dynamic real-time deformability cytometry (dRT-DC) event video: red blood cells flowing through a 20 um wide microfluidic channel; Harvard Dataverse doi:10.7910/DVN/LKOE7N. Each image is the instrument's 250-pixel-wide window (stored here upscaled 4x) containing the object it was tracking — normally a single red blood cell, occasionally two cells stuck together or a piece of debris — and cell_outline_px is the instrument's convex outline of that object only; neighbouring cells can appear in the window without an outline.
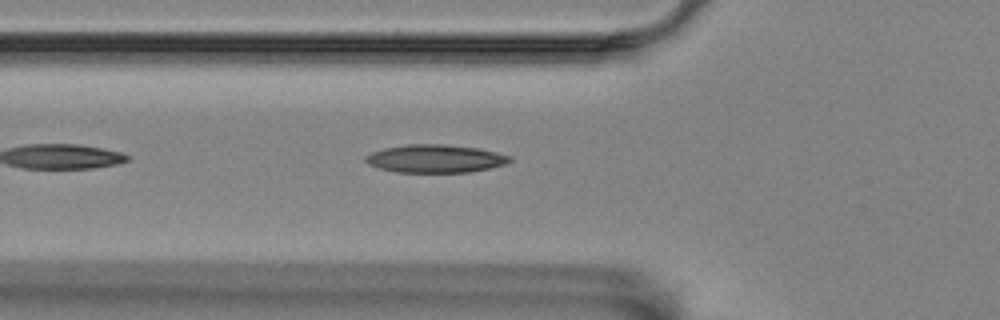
{"species": "Egyptian fruit bat (a non-hibernating species)", "species_latin": "Rousettus aegyptiacus", "temperature_condition": "room temperature", "stored_images_in_passage": 4, "camera_frame_rate_fps": 3000, "um_per_image_px": 0.085, "animal": {"sex": "female"}, "frame": {"image": 1, "passage_image": 4, "time_ms": 1.0, "image_size_px": [1000, 320], "cell_outline_px": [[512, 160], [504, 164], [488, 168], [468, 172], [396, 172], [380, 168], [368, 164], [364, 160], [364, 156], [372, 152], [384, 148], [408, 144], [444, 144], [476, 148], [496, 152], [512, 156]], "centroid_in_image_um": [36.97, 13.48], "position_along_channel_um": 88.8, "area_um2": 23.41}}